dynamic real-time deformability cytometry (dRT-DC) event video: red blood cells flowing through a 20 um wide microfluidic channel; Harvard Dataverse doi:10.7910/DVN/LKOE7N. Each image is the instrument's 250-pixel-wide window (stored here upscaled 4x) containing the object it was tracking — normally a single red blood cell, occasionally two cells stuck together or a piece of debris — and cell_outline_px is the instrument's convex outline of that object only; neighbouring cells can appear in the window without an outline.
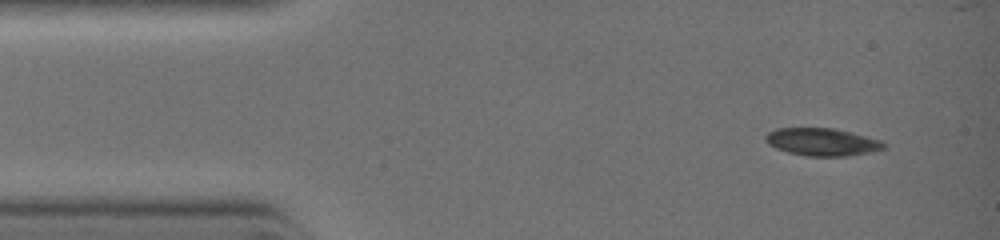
{"species": "common noctule bat (a hibernating species)", "species_latin": "Nyctalus noctula", "temperature_condition": "warm", "stored_images_in_passage": 8, "camera_frame_rate_fps": 3000, "um_per_image_px": 0.085, "animal": {"sex": "female", "body_mass_g": 19.0, "forearm_length_mm": 51.5}, "frame": {"image": 1, "passage_image": 1, "time_ms": 0.0, "image_size_px": [1000, 240], "cell_outline_px": [[884, 148], [864, 152], [840, 156], [808, 156], [788, 152], [776, 148], [764, 136], [768, 132], [776, 128], [832, 128], [880, 140], [884, 144]], "centroid_in_image_um": [69.81, 12.05], "position_along_channel_um": 15.2, "area_um2": 18.26}}